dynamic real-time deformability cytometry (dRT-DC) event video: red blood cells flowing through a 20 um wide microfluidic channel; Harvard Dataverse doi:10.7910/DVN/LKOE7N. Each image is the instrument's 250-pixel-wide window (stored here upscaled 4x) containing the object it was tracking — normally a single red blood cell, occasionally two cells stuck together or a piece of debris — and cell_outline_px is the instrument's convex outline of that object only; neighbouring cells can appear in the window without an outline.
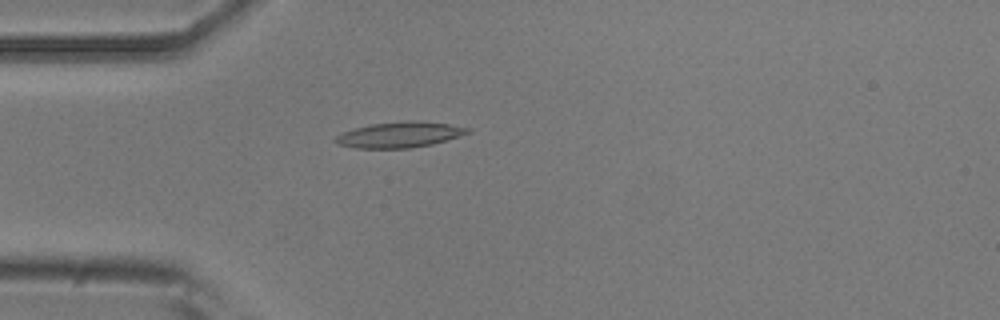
{"species": "common noctule bat (a hibernating species)", "species_latin": "Nyctalus noctula", "temperature_condition": "room temperature", "stored_images_in_passage": 41, "camera_frame_rate_fps": 3000, "um_per_image_px": 0.085, "animal": {"sex": "male", "body_mass_g": 20.5, "forearm_length_mm": 52.5}, "frame": {"image": 1, "passage_image": 3, "time_ms": 0.667, "image_size_px": [1000, 320], "cell_outline_px": [[472, 132], [460, 136], [432, 144], [412, 148], [352, 148], [336, 144], [332, 140], [340, 132], [352, 128], [368, 124], [404, 120], [420, 120], [448, 124], [472, 128]], "centroid_in_image_um": [33.92, 11.44], "position_along_channel_um": 51.1, "area_um2": 20.35}}
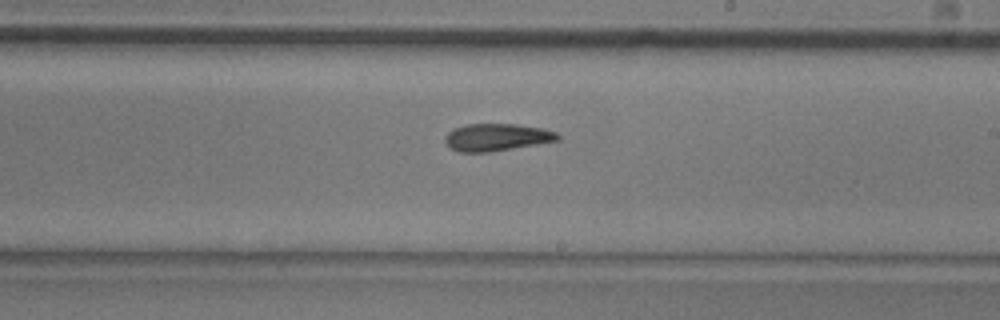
{"frame": {"image": 2, "passage_image": 19, "time_ms": 6.0, "image_size_px": [1000, 320], "cell_outline_px": [[560, 140], [488, 152], [460, 152], [452, 148], [444, 140], [444, 136], [452, 128], [468, 124], [516, 124], [544, 128], [556, 132], [560, 136]], "centroid_in_image_um": [42.22, 11.65], "position_along_channel_um": 246.8, "area_um2": 17.86}}
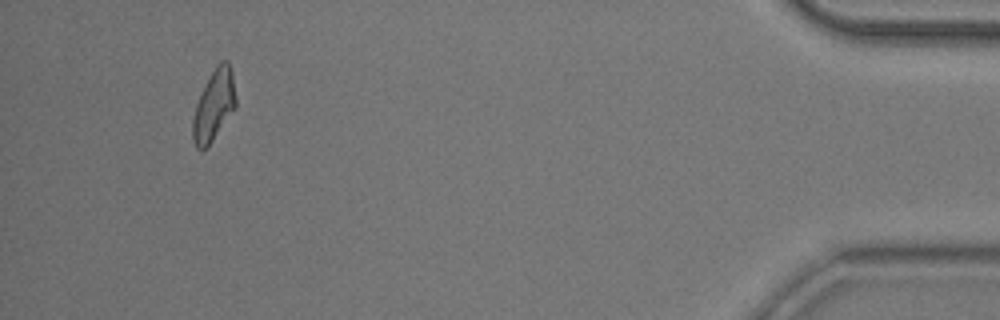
{"frame": {"image": 3, "passage_image": 38, "time_ms": 12.333, "image_size_px": [1000, 320], "cell_outline_px": [[236, 108], [212, 140], [200, 152], [196, 148], [192, 140], [192, 120], [196, 104], [216, 64], [220, 60], [228, 60], [232, 72], [236, 96]], "centroid_in_image_um": [18.19, 8.96], "position_along_channel_um": 417.0, "area_um2": 17.69}, "authors_computed_cell_mechanics": {"area_um2": 17.9758, "velocity_mm_per_s": 3.8166, "shape_relaxation_time_tau1_ms": 3.4306, "shape_relaxation_time_tau2_ms": 4.4343, "deformation_change_tau1": 0.1691, "deformation_change_tau2": 0.1379}}